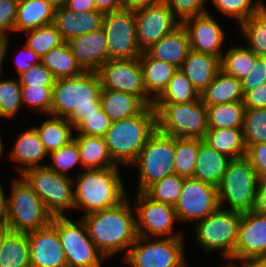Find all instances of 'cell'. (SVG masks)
I'll use <instances>...</instances> for the list:
<instances>
[{
  "instance_id": "6da1fadb",
  "label": "cell",
  "mask_w": 266,
  "mask_h": 267,
  "mask_svg": "<svg viewBox=\"0 0 266 267\" xmlns=\"http://www.w3.org/2000/svg\"><path fill=\"white\" fill-rule=\"evenodd\" d=\"M81 219L89 237L107 260L124 251L126 256L138 237L135 209L128 198L113 208L86 214Z\"/></svg>"
},
{
  "instance_id": "7a4b0ae2",
  "label": "cell",
  "mask_w": 266,
  "mask_h": 267,
  "mask_svg": "<svg viewBox=\"0 0 266 267\" xmlns=\"http://www.w3.org/2000/svg\"><path fill=\"white\" fill-rule=\"evenodd\" d=\"M102 85L97 72L57 79L53 87L50 115L67 118L76 128L85 116L101 108Z\"/></svg>"
},
{
  "instance_id": "3957f363",
  "label": "cell",
  "mask_w": 266,
  "mask_h": 267,
  "mask_svg": "<svg viewBox=\"0 0 266 267\" xmlns=\"http://www.w3.org/2000/svg\"><path fill=\"white\" fill-rule=\"evenodd\" d=\"M119 167L84 169L77 172L73 178L74 210L80 209L84 216L113 208L129 198Z\"/></svg>"
},
{
  "instance_id": "277c9868",
  "label": "cell",
  "mask_w": 266,
  "mask_h": 267,
  "mask_svg": "<svg viewBox=\"0 0 266 267\" xmlns=\"http://www.w3.org/2000/svg\"><path fill=\"white\" fill-rule=\"evenodd\" d=\"M156 130L157 114L153 106H146L135 116L112 122L104 139L113 161L119 166H130Z\"/></svg>"
},
{
  "instance_id": "5b68a950",
  "label": "cell",
  "mask_w": 266,
  "mask_h": 267,
  "mask_svg": "<svg viewBox=\"0 0 266 267\" xmlns=\"http://www.w3.org/2000/svg\"><path fill=\"white\" fill-rule=\"evenodd\" d=\"M157 129L175 138L204 139L207 107L201 99L189 103H154Z\"/></svg>"
},
{
  "instance_id": "8992f818",
  "label": "cell",
  "mask_w": 266,
  "mask_h": 267,
  "mask_svg": "<svg viewBox=\"0 0 266 267\" xmlns=\"http://www.w3.org/2000/svg\"><path fill=\"white\" fill-rule=\"evenodd\" d=\"M242 214L219 207L194 227L195 242L209 253L220 252L223 259L233 262Z\"/></svg>"
},
{
  "instance_id": "52a82bcc",
  "label": "cell",
  "mask_w": 266,
  "mask_h": 267,
  "mask_svg": "<svg viewBox=\"0 0 266 267\" xmlns=\"http://www.w3.org/2000/svg\"><path fill=\"white\" fill-rule=\"evenodd\" d=\"M19 177L11 182V191L8 194L7 226L11 231L28 233L50 224L53 215L38 194Z\"/></svg>"
},
{
  "instance_id": "ba28073f",
  "label": "cell",
  "mask_w": 266,
  "mask_h": 267,
  "mask_svg": "<svg viewBox=\"0 0 266 267\" xmlns=\"http://www.w3.org/2000/svg\"><path fill=\"white\" fill-rule=\"evenodd\" d=\"M257 181V173L246 156L230 159L217 187L220 207L241 214L250 212Z\"/></svg>"
},
{
  "instance_id": "9c48e42d",
  "label": "cell",
  "mask_w": 266,
  "mask_h": 267,
  "mask_svg": "<svg viewBox=\"0 0 266 267\" xmlns=\"http://www.w3.org/2000/svg\"><path fill=\"white\" fill-rule=\"evenodd\" d=\"M174 157L175 137L157 129L130 165L138 172L137 192H145L152 184L175 174Z\"/></svg>"
},
{
  "instance_id": "30bf717a",
  "label": "cell",
  "mask_w": 266,
  "mask_h": 267,
  "mask_svg": "<svg viewBox=\"0 0 266 267\" xmlns=\"http://www.w3.org/2000/svg\"><path fill=\"white\" fill-rule=\"evenodd\" d=\"M185 237H137L123 263L128 267H187Z\"/></svg>"
},
{
  "instance_id": "8fae6325",
  "label": "cell",
  "mask_w": 266,
  "mask_h": 267,
  "mask_svg": "<svg viewBox=\"0 0 266 267\" xmlns=\"http://www.w3.org/2000/svg\"><path fill=\"white\" fill-rule=\"evenodd\" d=\"M19 176L38 194L53 217L66 216V210L73 211L74 175L68 177L42 166L29 168Z\"/></svg>"
},
{
  "instance_id": "7c38bea8",
  "label": "cell",
  "mask_w": 266,
  "mask_h": 267,
  "mask_svg": "<svg viewBox=\"0 0 266 267\" xmlns=\"http://www.w3.org/2000/svg\"><path fill=\"white\" fill-rule=\"evenodd\" d=\"M56 216V230L66 256L67 267H103L107 261L88 235L81 218Z\"/></svg>"
},
{
  "instance_id": "4fadbf2b",
  "label": "cell",
  "mask_w": 266,
  "mask_h": 267,
  "mask_svg": "<svg viewBox=\"0 0 266 267\" xmlns=\"http://www.w3.org/2000/svg\"><path fill=\"white\" fill-rule=\"evenodd\" d=\"M135 201L136 230L139 236L149 238L184 237V232L174 231L178 224L175 208L157 202L144 192H137Z\"/></svg>"
},
{
  "instance_id": "5bb4252c",
  "label": "cell",
  "mask_w": 266,
  "mask_h": 267,
  "mask_svg": "<svg viewBox=\"0 0 266 267\" xmlns=\"http://www.w3.org/2000/svg\"><path fill=\"white\" fill-rule=\"evenodd\" d=\"M103 88L138 96L147 106L154 100L146 93L140 58L114 59L105 62L97 71Z\"/></svg>"
},
{
  "instance_id": "9a60e30c",
  "label": "cell",
  "mask_w": 266,
  "mask_h": 267,
  "mask_svg": "<svg viewBox=\"0 0 266 267\" xmlns=\"http://www.w3.org/2000/svg\"><path fill=\"white\" fill-rule=\"evenodd\" d=\"M102 28L107 40L108 60L140 58L134 11L121 9L104 14Z\"/></svg>"
},
{
  "instance_id": "2e32d148",
  "label": "cell",
  "mask_w": 266,
  "mask_h": 267,
  "mask_svg": "<svg viewBox=\"0 0 266 267\" xmlns=\"http://www.w3.org/2000/svg\"><path fill=\"white\" fill-rule=\"evenodd\" d=\"M219 207L216 186L193 177L184 178L181 194L174 206L178 222L197 223Z\"/></svg>"
},
{
  "instance_id": "e0dca14e",
  "label": "cell",
  "mask_w": 266,
  "mask_h": 267,
  "mask_svg": "<svg viewBox=\"0 0 266 267\" xmlns=\"http://www.w3.org/2000/svg\"><path fill=\"white\" fill-rule=\"evenodd\" d=\"M136 39L141 52L181 25L165 1L134 11Z\"/></svg>"
},
{
  "instance_id": "ac0fdd59",
  "label": "cell",
  "mask_w": 266,
  "mask_h": 267,
  "mask_svg": "<svg viewBox=\"0 0 266 267\" xmlns=\"http://www.w3.org/2000/svg\"><path fill=\"white\" fill-rule=\"evenodd\" d=\"M181 24L187 31L191 50L221 59L227 33L209 9L204 14L187 18Z\"/></svg>"
},
{
  "instance_id": "d6986e66",
  "label": "cell",
  "mask_w": 266,
  "mask_h": 267,
  "mask_svg": "<svg viewBox=\"0 0 266 267\" xmlns=\"http://www.w3.org/2000/svg\"><path fill=\"white\" fill-rule=\"evenodd\" d=\"M31 267H67L66 256L56 230V216L47 226L28 232Z\"/></svg>"
},
{
  "instance_id": "ffe728a7",
  "label": "cell",
  "mask_w": 266,
  "mask_h": 267,
  "mask_svg": "<svg viewBox=\"0 0 266 267\" xmlns=\"http://www.w3.org/2000/svg\"><path fill=\"white\" fill-rule=\"evenodd\" d=\"M266 256V215L242 214L233 262Z\"/></svg>"
},
{
  "instance_id": "44dd1931",
  "label": "cell",
  "mask_w": 266,
  "mask_h": 267,
  "mask_svg": "<svg viewBox=\"0 0 266 267\" xmlns=\"http://www.w3.org/2000/svg\"><path fill=\"white\" fill-rule=\"evenodd\" d=\"M72 54L85 72H97L108 61V46L101 27L67 41Z\"/></svg>"
},
{
  "instance_id": "7402d4cb",
  "label": "cell",
  "mask_w": 266,
  "mask_h": 267,
  "mask_svg": "<svg viewBox=\"0 0 266 267\" xmlns=\"http://www.w3.org/2000/svg\"><path fill=\"white\" fill-rule=\"evenodd\" d=\"M15 140L7 156L11 163L19 165L16 166L17 174L21 175L29 168L46 166L43 161L48 157V152L34 126L20 132Z\"/></svg>"
},
{
  "instance_id": "603a6c76",
  "label": "cell",
  "mask_w": 266,
  "mask_h": 267,
  "mask_svg": "<svg viewBox=\"0 0 266 267\" xmlns=\"http://www.w3.org/2000/svg\"><path fill=\"white\" fill-rule=\"evenodd\" d=\"M103 18L104 13L98 10L77 13L62 7L56 9L53 24L67 42L76 36L100 29Z\"/></svg>"
},
{
  "instance_id": "cb8c5ba5",
  "label": "cell",
  "mask_w": 266,
  "mask_h": 267,
  "mask_svg": "<svg viewBox=\"0 0 266 267\" xmlns=\"http://www.w3.org/2000/svg\"><path fill=\"white\" fill-rule=\"evenodd\" d=\"M180 70L201 94L221 70L220 58L207 53L190 50Z\"/></svg>"
},
{
  "instance_id": "d4e9b609",
  "label": "cell",
  "mask_w": 266,
  "mask_h": 267,
  "mask_svg": "<svg viewBox=\"0 0 266 267\" xmlns=\"http://www.w3.org/2000/svg\"><path fill=\"white\" fill-rule=\"evenodd\" d=\"M190 42L182 24L163 37L146 52L157 60L169 63L180 69L190 51Z\"/></svg>"
},
{
  "instance_id": "484cf974",
  "label": "cell",
  "mask_w": 266,
  "mask_h": 267,
  "mask_svg": "<svg viewBox=\"0 0 266 267\" xmlns=\"http://www.w3.org/2000/svg\"><path fill=\"white\" fill-rule=\"evenodd\" d=\"M229 161V157L218 153L202 139H199V151L193 178L218 187Z\"/></svg>"
},
{
  "instance_id": "4316f807",
  "label": "cell",
  "mask_w": 266,
  "mask_h": 267,
  "mask_svg": "<svg viewBox=\"0 0 266 267\" xmlns=\"http://www.w3.org/2000/svg\"><path fill=\"white\" fill-rule=\"evenodd\" d=\"M200 99L206 107L230 102H243L242 81L220 70L211 84L200 94Z\"/></svg>"
},
{
  "instance_id": "83f0119b",
  "label": "cell",
  "mask_w": 266,
  "mask_h": 267,
  "mask_svg": "<svg viewBox=\"0 0 266 267\" xmlns=\"http://www.w3.org/2000/svg\"><path fill=\"white\" fill-rule=\"evenodd\" d=\"M56 8L45 0H20L14 34L53 23Z\"/></svg>"
},
{
  "instance_id": "f1b7e54d",
  "label": "cell",
  "mask_w": 266,
  "mask_h": 267,
  "mask_svg": "<svg viewBox=\"0 0 266 267\" xmlns=\"http://www.w3.org/2000/svg\"><path fill=\"white\" fill-rule=\"evenodd\" d=\"M83 169H103L119 166L110 156L104 137L75 134Z\"/></svg>"
},
{
  "instance_id": "f546056e",
  "label": "cell",
  "mask_w": 266,
  "mask_h": 267,
  "mask_svg": "<svg viewBox=\"0 0 266 267\" xmlns=\"http://www.w3.org/2000/svg\"><path fill=\"white\" fill-rule=\"evenodd\" d=\"M101 107L112 122L139 114L147 105L134 94L102 88Z\"/></svg>"
},
{
  "instance_id": "4dcf8cb0",
  "label": "cell",
  "mask_w": 266,
  "mask_h": 267,
  "mask_svg": "<svg viewBox=\"0 0 266 267\" xmlns=\"http://www.w3.org/2000/svg\"><path fill=\"white\" fill-rule=\"evenodd\" d=\"M140 63L143 68L146 93L155 101L166 89L178 68L152 58L147 52H143L140 56Z\"/></svg>"
},
{
  "instance_id": "1f68e13d",
  "label": "cell",
  "mask_w": 266,
  "mask_h": 267,
  "mask_svg": "<svg viewBox=\"0 0 266 267\" xmlns=\"http://www.w3.org/2000/svg\"><path fill=\"white\" fill-rule=\"evenodd\" d=\"M40 126L34 125L40 140L48 154L74 140L75 128L67 121V118L47 115Z\"/></svg>"
},
{
  "instance_id": "d6a6232c",
  "label": "cell",
  "mask_w": 266,
  "mask_h": 267,
  "mask_svg": "<svg viewBox=\"0 0 266 267\" xmlns=\"http://www.w3.org/2000/svg\"><path fill=\"white\" fill-rule=\"evenodd\" d=\"M203 141L230 159L244 157L247 153L242 128L208 129Z\"/></svg>"
},
{
  "instance_id": "836d02e7",
  "label": "cell",
  "mask_w": 266,
  "mask_h": 267,
  "mask_svg": "<svg viewBox=\"0 0 266 267\" xmlns=\"http://www.w3.org/2000/svg\"><path fill=\"white\" fill-rule=\"evenodd\" d=\"M0 251V267H31L28 233L10 231Z\"/></svg>"
},
{
  "instance_id": "e575fe53",
  "label": "cell",
  "mask_w": 266,
  "mask_h": 267,
  "mask_svg": "<svg viewBox=\"0 0 266 267\" xmlns=\"http://www.w3.org/2000/svg\"><path fill=\"white\" fill-rule=\"evenodd\" d=\"M41 62L52 72L56 80L74 78L85 72L75 59L67 42L50 50Z\"/></svg>"
},
{
  "instance_id": "d590c367",
  "label": "cell",
  "mask_w": 266,
  "mask_h": 267,
  "mask_svg": "<svg viewBox=\"0 0 266 267\" xmlns=\"http://www.w3.org/2000/svg\"><path fill=\"white\" fill-rule=\"evenodd\" d=\"M225 51L220 59L221 70L242 81L255 66L257 55L246 45H232Z\"/></svg>"
},
{
  "instance_id": "8d00e7d4",
  "label": "cell",
  "mask_w": 266,
  "mask_h": 267,
  "mask_svg": "<svg viewBox=\"0 0 266 267\" xmlns=\"http://www.w3.org/2000/svg\"><path fill=\"white\" fill-rule=\"evenodd\" d=\"M246 46L257 56L266 57V3L249 19L239 25Z\"/></svg>"
},
{
  "instance_id": "74e56055",
  "label": "cell",
  "mask_w": 266,
  "mask_h": 267,
  "mask_svg": "<svg viewBox=\"0 0 266 267\" xmlns=\"http://www.w3.org/2000/svg\"><path fill=\"white\" fill-rule=\"evenodd\" d=\"M244 113L243 102L207 106L208 129L242 128Z\"/></svg>"
},
{
  "instance_id": "f35d334b",
  "label": "cell",
  "mask_w": 266,
  "mask_h": 267,
  "mask_svg": "<svg viewBox=\"0 0 266 267\" xmlns=\"http://www.w3.org/2000/svg\"><path fill=\"white\" fill-rule=\"evenodd\" d=\"M200 98L187 76L178 69L154 103H189Z\"/></svg>"
},
{
  "instance_id": "ab89813d",
  "label": "cell",
  "mask_w": 266,
  "mask_h": 267,
  "mask_svg": "<svg viewBox=\"0 0 266 267\" xmlns=\"http://www.w3.org/2000/svg\"><path fill=\"white\" fill-rule=\"evenodd\" d=\"M23 33L27 37L25 45L32 49L40 59L53 48L66 42L53 23Z\"/></svg>"
},
{
  "instance_id": "60d3db41",
  "label": "cell",
  "mask_w": 266,
  "mask_h": 267,
  "mask_svg": "<svg viewBox=\"0 0 266 267\" xmlns=\"http://www.w3.org/2000/svg\"><path fill=\"white\" fill-rule=\"evenodd\" d=\"M2 74L0 72V119L10 120L18 116L23 106L21 84L18 77L4 79Z\"/></svg>"
},
{
  "instance_id": "b9f144b4",
  "label": "cell",
  "mask_w": 266,
  "mask_h": 267,
  "mask_svg": "<svg viewBox=\"0 0 266 267\" xmlns=\"http://www.w3.org/2000/svg\"><path fill=\"white\" fill-rule=\"evenodd\" d=\"M199 151V139L175 138V174L180 177H193Z\"/></svg>"
},
{
  "instance_id": "7bdbcfd3",
  "label": "cell",
  "mask_w": 266,
  "mask_h": 267,
  "mask_svg": "<svg viewBox=\"0 0 266 267\" xmlns=\"http://www.w3.org/2000/svg\"><path fill=\"white\" fill-rule=\"evenodd\" d=\"M224 17L237 21L239 26L245 20L257 13L264 5L263 0H208Z\"/></svg>"
},
{
  "instance_id": "ee69618b",
  "label": "cell",
  "mask_w": 266,
  "mask_h": 267,
  "mask_svg": "<svg viewBox=\"0 0 266 267\" xmlns=\"http://www.w3.org/2000/svg\"><path fill=\"white\" fill-rule=\"evenodd\" d=\"M242 130L247 149L266 142V108H245Z\"/></svg>"
},
{
  "instance_id": "f6af8a7d",
  "label": "cell",
  "mask_w": 266,
  "mask_h": 267,
  "mask_svg": "<svg viewBox=\"0 0 266 267\" xmlns=\"http://www.w3.org/2000/svg\"><path fill=\"white\" fill-rule=\"evenodd\" d=\"M184 177L172 174L152 184L144 193L152 200L175 206L181 194Z\"/></svg>"
},
{
  "instance_id": "bcb514c9",
  "label": "cell",
  "mask_w": 266,
  "mask_h": 267,
  "mask_svg": "<svg viewBox=\"0 0 266 267\" xmlns=\"http://www.w3.org/2000/svg\"><path fill=\"white\" fill-rule=\"evenodd\" d=\"M48 157L47 160L49 159L51 162H46V166L61 175L69 177L70 174H68V172L70 173L71 169H75V166L82 167L79 149L75 140L50 152Z\"/></svg>"
},
{
  "instance_id": "7dc6e473",
  "label": "cell",
  "mask_w": 266,
  "mask_h": 267,
  "mask_svg": "<svg viewBox=\"0 0 266 267\" xmlns=\"http://www.w3.org/2000/svg\"><path fill=\"white\" fill-rule=\"evenodd\" d=\"M52 95L53 87L21 86L22 105L46 116L51 113Z\"/></svg>"
},
{
  "instance_id": "c3c4849f",
  "label": "cell",
  "mask_w": 266,
  "mask_h": 267,
  "mask_svg": "<svg viewBox=\"0 0 266 267\" xmlns=\"http://www.w3.org/2000/svg\"><path fill=\"white\" fill-rule=\"evenodd\" d=\"M111 123V119L101 107L95 113L84 117L82 122L75 128V134L104 137Z\"/></svg>"
},
{
  "instance_id": "681fc988",
  "label": "cell",
  "mask_w": 266,
  "mask_h": 267,
  "mask_svg": "<svg viewBox=\"0 0 266 267\" xmlns=\"http://www.w3.org/2000/svg\"><path fill=\"white\" fill-rule=\"evenodd\" d=\"M165 2L181 23L187 18L208 12V0H165Z\"/></svg>"
},
{
  "instance_id": "f907efd6",
  "label": "cell",
  "mask_w": 266,
  "mask_h": 267,
  "mask_svg": "<svg viewBox=\"0 0 266 267\" xmlns=\"http://www.w3.org/2000/svg\"><path fill=\"white\" fill-rule=\"evenodd\" d=\"M21 86H46L54 87L56 81L52 72L42 62L33 65L31 68L18 76Z\"/></svg>"
},
{
  "instance_id": "816d5d0a",
  "label": "cell",
  "mask_w": 266,
  "mask_h": 267,
  "mask_svg": "<svg viewBox=\"0 0 266 267\" xmlns=\"http://www.w3.org/2000/svg\"><path fill=\"white\" fill-rule=\"evenodd\" d=\"M19 1L0 0V33L9 37L14 32Z\"/></svg>"
},
{
  "instance_id": "f5cc1de1",
  "label": "cell",
  "mask_w": 266,
  "mask_h": 267,
  "mask_svg": "<svg viewBox=\"0 0 266 267\" xmlns=\"http://www.w3.org/2000/svg\"><path fill=\"white\" fill-rule=\"evenodd\" d=\"M266 83V57L257 56L255 66L247 77L242 80L244 95Z\"/></svg>"
},
{
  "instance_id": "db71d44e",
  "label": "cell",
  "mask_w": 266,
  "mask_h": 267,
  "mask_svg": "<svg viewBox=\"0 0 266 267\" xmlns=\"http://www.w3.org/2000/svg\"><path fill=\"white\" fill-rule=\"evenodd\" d=\"M246 157L255 169L258 178L266 176V142L251 145L247 149Z\"/></svg>"
},
{
  "instance_id": "11a10c76",
  "label": "cell",
  "mask_w": 266,
  "mask_h": 267,
  "mask_svg": "<svg viewBox=\"0 0 266 267\" xmlns=\"http://www.w3.org/2000/svg\"><path fill=\"white\" fill-rule=\"evenodd\" d=\"M15 53V58L13 59L14 68L17 72L16 77L20 76L23 72L31 68L33 65L41 62L39 56L33 52L32 49L28 48L25 44L22 49H18Z\"/></svg>"
},
{
  "instance_id": "9f6ffc18",
  "label": "cell",
  "mask_w": 266,
  "mask_h": 267,
  "mask_svg": "<svg viewBox=\"0 0 266 267\" xmlns=\"http://www.w3.org/2000/svg\"><path fill=\"white\" fill-rule=\"evenodd\" d=\"M250 212L266 215V176L258 178L257 190L255 191Z\"/></svg>"
},
{
  "instance_id": "6f0895ef",
  "label": "cell",
  "mask_w": 266,
  "mask_h": 267,
  "mask_svg": "<svg viewBox=\"0 0 266 267\" xmlns=\"http://www.w3.org/2000/svg\"><path fill=\"white\" fill-rule=\"evenodd\" d=\"M245 108H266V83L244 95Z\"/></svg>"
},
{
  "instance_id": "680465c9",
  "label": "cell",
  "mask_w": 266,
  "mask_h": 267,
  "mask_svg": "<svg viewBox=\"0 0 266 267\" xmlns=\"http://www.w3.org/2000/svg\"><path fill=\"white\" fill-rule=\"evenodd\" d=\"M64 7L77 13L97 10L94 0H66Z\"/></svg>"
},
{
  "instance_id": "91938a15",
  "label": "cell",
  "mask_w": 266,
  "mask_h": 267,
  "mask_svg": "<svg viewBox=\"0 0 266 267\" xmlns=\"http://www.w3.org/2000/svg\"><path fill=\"white\" fill-rule=\"evenodd\" d=\"M94 2L96 9L104 14L123 9L122 0H94Z\"/></svg>"
},
{
  "instance_id": "94428289",
  "label": "cell",
  "mask_w": 266,
  "mask_h": 267,
  "mask_svg": "<svg viewBox=\"0 0 266 267\" xmlns=\"http://www.w3.org/2000/svg\"><path fill=\"white\" fill-rule=\"evenodd\" d=\"M165 0H122L123 8L131 11H136L142 8L161 3Z\"/></svg>"
},
{
  "instance_id": "6125c7cd",
  "label": "cell",
  "mask_w": 266,
  "mask_h": 267,
  "mask_svg": "<svg viewBox=\"0 0 266 267\" xmlns=\"http://www.w3.org/2000/svg\"><path fill=\"white\" fill-rule=\"evenodd\" d=\"M4 185L0 182V226L8 223V195H5Z\"/></svg>"
},
{
  "instance_id": "be15d7a7",
  "label": "cell",
  "mask_w": 266,
  "mask_h": 267,
  "mask_svg": "<svg viewBox=\"0 0 266 267\" xmlns=\"http://www.w3.org/2000/svg\"><path fill=\"white\" fill-rule=\"evenodd\" d=\"M10 37L3 34V33H0V72H3V66H4V60L7 56V52L8 50L10 49V45L11 42H10Z\"/></svg>"
},
{
  "instance_id": "e7e4bbea",
  "label": "cell",
  "mask_w": 266,
  "mask_h": 267,
  "mask_svg": "<svg viewBox=\"0 0 266 267\" xmlns=\"http://www.w3.org/2000/svg\"><path fill=\"white\" fill-rule=\"evenodd\" d=\"M235 263L239 267H266V264L260 258L244 259V260L235 261Z\"/></svg>"
},
{
  "instance_id": "03108f58",
  "label": "cell",
  "mask_w": 266,
  "mask_h": 267,
  "mask_svg": "<svg viewBox=\"0 0 266 267\" xmlns=\"http://www.w3.org/2000/svg\"><path fill=\"white\" fill-rule=\"evenodd\" d=\"M11 231V229L7 225H1L0 226V251L3 244V241L6 237V235Z\"/></svg>"
},
{
  "instance_id": "003e7915",
  "label": "cell",
  "mask_w": 266,
  "mask_h": 267,
  "mask_svg": "<svg viewBox=\"0 0 266 267\" xmlns=\"http://www.w3.org/2000/svg\"><path fill=\"white\" fill-rule=\"evenodd\" d=\"M45 1L51 4L56 9L64 7L66 2V0H45Z\"/></svg>"
},
{
  "instance_id": "a7ac6f4b",
  "label": "cell",
  "mask_w": 266,
  "mask_h": 267,
  "mask_svg": "<svg viewBox=\"0 0 266 267\" xmlns=\"http://www.w3.org/2000/svg\"><path fill=\"white\" fill-rule=\"evenodd\" d=\"M0 133H1V131H0ZM3 138H2V136H1V134H0V158H2L4 155L3 154H5L6 155V153H3L4 152V147H3V145H4V141L2 140Z\"/></svg>"
},
{
  "instance_id": "89a4df30",
  "label": "cell",
  "mask_w": 266,
  "mask_h": 267,
  "mask_svg": "<svg viewBox=\"0 0 266 267\" xmlns=\"http://www.w3.org/2000/svg\"><path fill=\"white\" fill-rule=\"evenodd\" d=\"M220 267H239V266L235 262L226 260V264L224 265L222 264V266L220 265Z\"/></svg>"
},
{
  "instance_id": "2644e50d",
  "label": "cell",
  "mask_w": 266,
  "mask_h": 267,
  "mask_svg": "<svg viewBox=\"0 0 266 267\" xmlns=\"http://www.w3.org/2000/svg\"><path fill=\"white\" fill-rule=\"evenodd\" d=\"M266 264V256L260 258Z\"/></svg>"
}]
</instances>
